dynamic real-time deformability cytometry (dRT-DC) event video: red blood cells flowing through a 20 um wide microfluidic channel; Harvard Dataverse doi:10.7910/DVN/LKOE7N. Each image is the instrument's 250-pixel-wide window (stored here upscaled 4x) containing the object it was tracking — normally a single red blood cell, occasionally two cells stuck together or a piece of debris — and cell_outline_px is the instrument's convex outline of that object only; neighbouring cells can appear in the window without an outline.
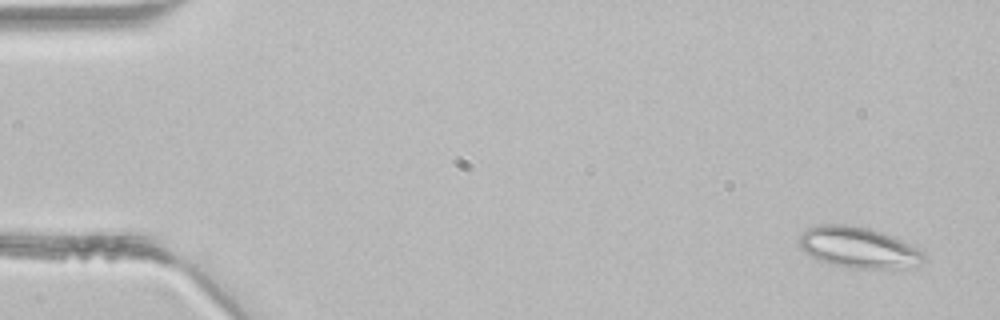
{"species": "common noctule bat (a hibernating species)", "species_latin": "Nyctalus noctula", "temperature_condition": "room temperature", "stored_images_in_passage": 4, "camera_frame_rate_fps": 3000, "um_per_image_px": 0.085, "animal": {"sex": "male", "body_mass_g": 21.5, "forearm_length_mm": 52.0}, "frame": {"image": 1, "passage_image": 1, "time_ms": 0.0, "image_size_px": [1000, 320], "cell_outline_px": [[924, 260], [920, 264], [884, 268], [852, 268], [832, 264], [816, 260], [804, 252], [800, 248], [800, 236], [808, 228], [816, 224], [852, 224], [884, 232], [924, 252]], "centroid_in_image_um": [72.9, 21.01], "position_along_channel_um": 12.1, "area_um2": 29.48}}